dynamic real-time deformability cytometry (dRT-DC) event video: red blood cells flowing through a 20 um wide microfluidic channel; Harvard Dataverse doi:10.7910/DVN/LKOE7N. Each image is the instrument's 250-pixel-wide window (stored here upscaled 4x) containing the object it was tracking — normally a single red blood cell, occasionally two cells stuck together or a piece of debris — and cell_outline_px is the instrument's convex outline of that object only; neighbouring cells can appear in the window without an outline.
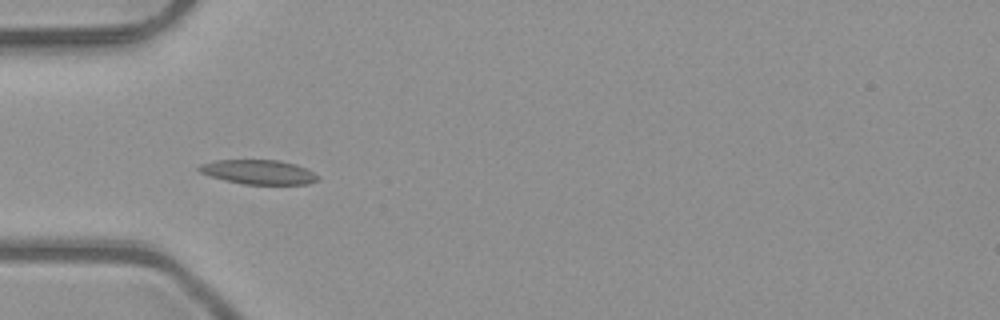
{"species": "common noctule bat (a hibernating species)", "species_latin": "Nyctalus noctula", "temperature_condition": "room temperature", "stored_images_in_passage": 5, "camera_frame_rate_fps": 3000, "um_per_image_px": 0.085, "animal": {"sex": "male", "body_mass_g": 23.1, "forearm_length_mm": 52.7}, "frame": {"image": 1, "passage_image": 3, "time_ms": 0.667, "image_size_px": [1000, 320], "cell_outline_px": [[320, 180], [308, 184], [244, 184], [224, 180], [200, 172], [196, 168], [200, 164], [216, 160], [280, 160], [296, 164], [320, 176]], "centroid_in_image_um": [22.0, 14.62], "position_along_channel_um": 63.0, "area_um2": 16.88}}
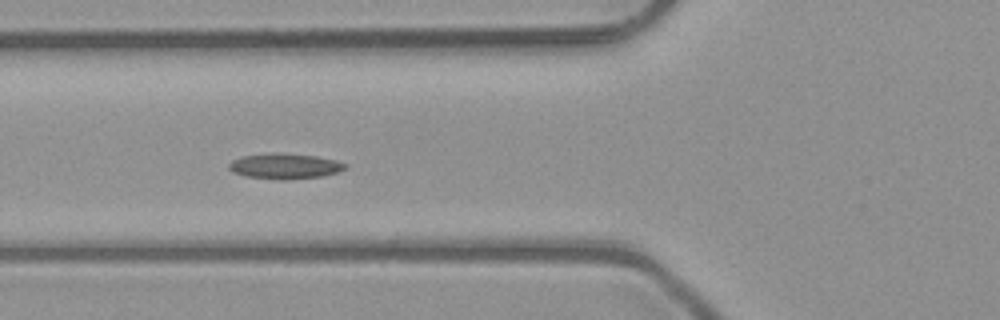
{"frame": {"image": 2, "passage_image": 4, "time_ms": 1.0, "image_size_px": [1000, 320], "cell_outline_px": [[348, 168], [336, 172], [320, 176], [288, 180], [280, 180], [248, 176], [232, 172], [228, 168], [228, 164], [232, 160], [244, 156], [316, 156], [336, 160], [348, 164]], "centroid_in_image_um": [24.26, 14.18], "position_along_channel_um": 101.5, "area_um2": 16.18}}
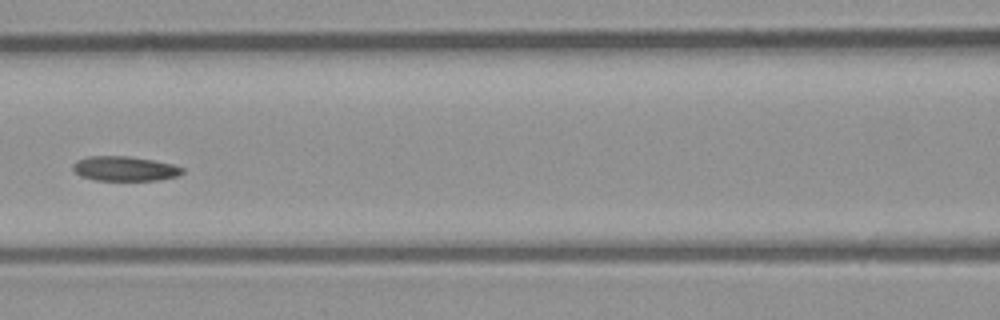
{"frame": {"image": 3, "passage_image": 5, "time_ms": 1.333, "image_size_px": [1000, 320], "cell_outline_px": [[184, 172], [176, 176], [160, 180], [96, 180], [80, 176], [72, 168], [72, 164], [76, 160], [88, 156], [128, 156], [152, 160], [172, 164], [184, 168]], "centroid_in_image_um": [10.58, 14.33], "position_along_channel_um": 156.0, "area_um2": 15.72}}